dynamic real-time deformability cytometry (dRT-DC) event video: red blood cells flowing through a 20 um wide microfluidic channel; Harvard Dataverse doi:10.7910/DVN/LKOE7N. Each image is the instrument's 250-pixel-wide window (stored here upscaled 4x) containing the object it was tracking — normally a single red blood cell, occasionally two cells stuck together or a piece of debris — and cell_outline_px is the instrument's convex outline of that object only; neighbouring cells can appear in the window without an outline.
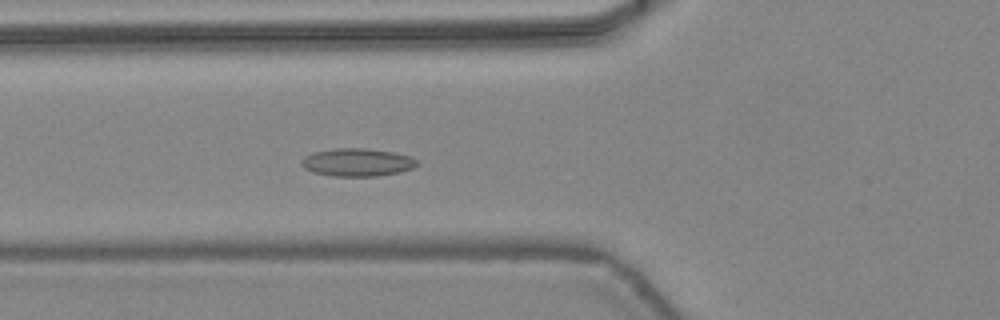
{"species": "common noctule bat (a hibernating species)", "species_latin": "Nyctalus noctula", "temperature_condition": "warm", "stored_images_in_passage": 17, "camera_frame_rate_fps": 3000, "um_per_image_px": 0.085, "animal": {"sex": "female", "body_mass_g": 24.6, "forearm_length_mm": 56.2}, "frame": {"image": 1, "passage_image": 6, "time_ms": 1.667, "image_size_px": [1000, 320], "cell_outline_px": [[416, 164], [412, 168], [400, 172], [376, 176], [332, 176], [312, 172], [304, 168], [300, 164], [304, 156], [312, 152], [332, 148], [368, 148], [392, 152], [412, 156], [416, 160]], "centroid_in_image_um": [30.32, 13.79], "position_along_channel_um": 95.5, "area_um2": 18.9}}
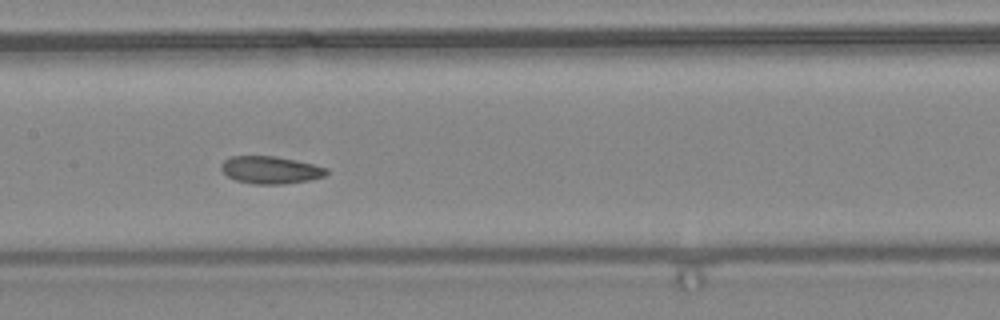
{"frame": {"image": 2, "passage_image": 12, "time_ms": 3.667, "image_size_px": [1000, 320], "cell_outline_px": [[328, 172], [324, 176], [308, 180], [280, 184], [252, 184], [236, 180], [228, 176], [220, 168], [220, 164], [224, 160], [232, 156], [276, 156], [312, 164], [328, 168]], "centroid_in_image_um": [22.97, 14.44], "position_along_channel_um": 184.4, "area_um2": 16.7}}
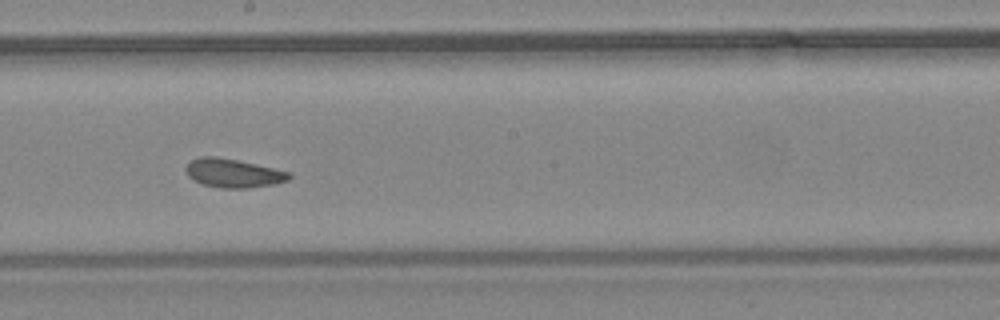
{"frame": {"image": 3, "passage_image": 15, "time_ms": 4.667, "image_size_px": [1000, 320], "cell_outline_px": [[292, 176], [288, 180], [276, 184], [248, 188], [220, 188], [204, 184], [188, 176], [184, 168], [192, 160], [200, 156], [216, 156], [256, 164], [292, 172]], "centroid_in_image_um": [19.86, 14.72], "position_along_channel_um": 228.3, "area_um2": 17.28}}